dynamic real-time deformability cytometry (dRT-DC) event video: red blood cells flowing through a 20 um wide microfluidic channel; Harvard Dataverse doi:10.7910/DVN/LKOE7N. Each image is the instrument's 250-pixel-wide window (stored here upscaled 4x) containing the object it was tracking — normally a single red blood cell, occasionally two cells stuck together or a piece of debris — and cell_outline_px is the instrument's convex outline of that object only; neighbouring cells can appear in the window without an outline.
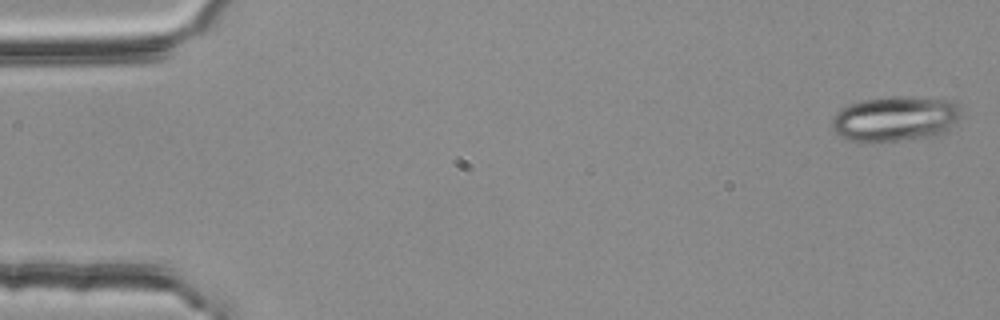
{"species": "common noctule bat (a hibernating species)", "species_latin": "Nyctalus noctula", "temperature_condition": "room temperature", "stored_images_in_passage": 53, "camera_frame_rate_fps": 3000, "um_per_image_px": 0.085, "animal": {"sex": "female", "body_mass_g": 25.1}, "frame": {"image": 1, "passage_image": 1, "time_ms": 0.0, "image_size_px": [1000, 320], "cell_outline_px": [[964, 112], [944, 132], [936, 136], [900, 140], [848, 140], [840, 136], [832, 128], [832, 120], [836, 112], [840, 108], [864, 100], [888, 96], [904, 96], [952, 100]], "centroid_in_image_um": [76.11, 10.07], "position_along_channel_um": 8.9, "area_um2": 33.64}}
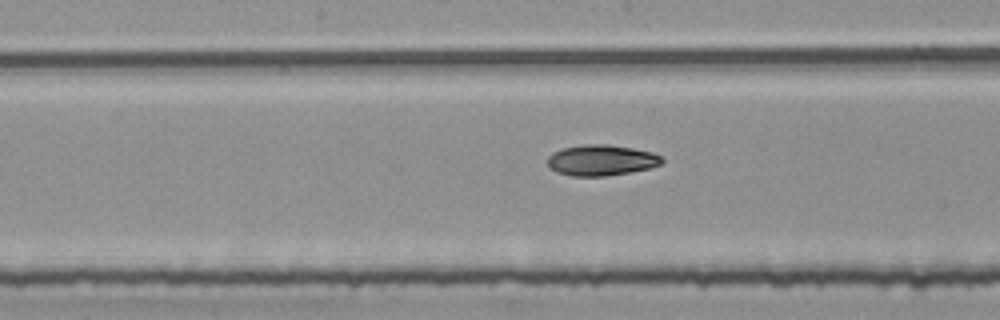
{"frame": {"image": 2, "passage_image": 27, "time_ms": 8.667, "image_size_px": [1000, 320], "cell_outline_px": [[664, 160], [660, 164], [648, 168], [628, 172], [604, 176], [572, 176], [556, 172], [548, 168], [548, 156], [552, 152], [564, 148], [584, 144], [608, 144], [632, 148], [652, 152], [660, 156]], "centroid_in_image_um": [51.06, 13.61], "position_along_channel_um": 197.1, "area_um2": 20.46}}
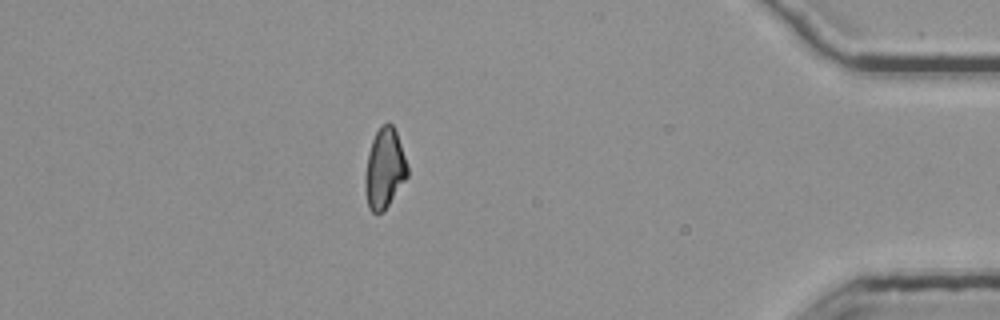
{"frame": {"image": 3, "passage_image": 47, "time_ms": 15.333, "image_size_px": [1000, 320], "cell_outline_px": [[408, 176], [384, 212], [372, 212], [368, 208], [364, 188], [364, 180], [368, 152], [372, 140], [380, 124], [392, 124], [396, 132], [408, 168]], "centroid_in_image_um": [32.66, 14.36], "position_along_channel_um": 402.5, "area_um2": 19.71}}